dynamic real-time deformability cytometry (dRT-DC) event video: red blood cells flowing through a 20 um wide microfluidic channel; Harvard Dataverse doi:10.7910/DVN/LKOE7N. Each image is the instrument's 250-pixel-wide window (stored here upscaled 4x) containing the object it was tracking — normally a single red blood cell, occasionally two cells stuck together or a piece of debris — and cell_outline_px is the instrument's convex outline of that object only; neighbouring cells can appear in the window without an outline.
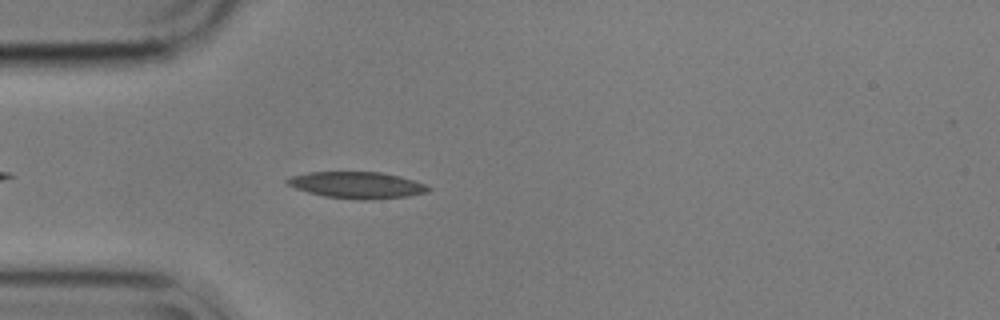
{"species": "common noctule bat (a hibernating species)", "species_latin": "Nyctalus noctula", "temperature_condition": "cold", "stored_images_in_passage": 38, "camera_frame_rate_fps": 3000, "um_per_image_px": 0.085, "animal": {"sex": "male", "body_mass_g": 17.9}, "frame": {"image": 1, "passage_image": 5, "time_ms": 1.333, "image_size_px": [1000, 320], "cell_outline_px": [[432, 188], [428, 192], [408, 196], [368, 200], [360, 200], [324, 196], [308, 192], [296, 188], [288, 184], [284, 180], [292, 176], [308, 172], [380, 172], [400, 176], [428, 184]], "centroid_in_image_um": [30.39, 15.73], "position_along_channel_um": 54.6, "area_um2": 21.91}}
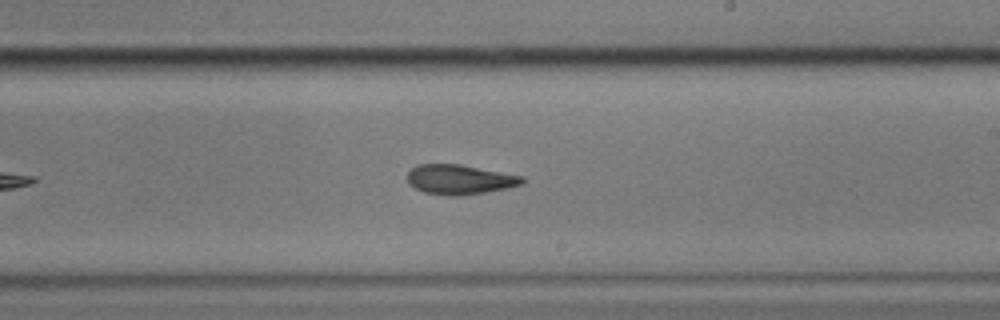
{"frame": {"image": 2, "passage_image": 22, "time_ms": 7.0, "image_size_px": [1000, 320], "cell_outline_px": [[524, 184], [508, 188], [460, 196], [448, 196], [424, 192], [408, 184], [408, 172], [416, 164], [460, 164], [524, 176]], "centroid_in_image_um": [39.08, 15.25], "position_along_channel_um": 249.9, "area_um2": 20.0}}
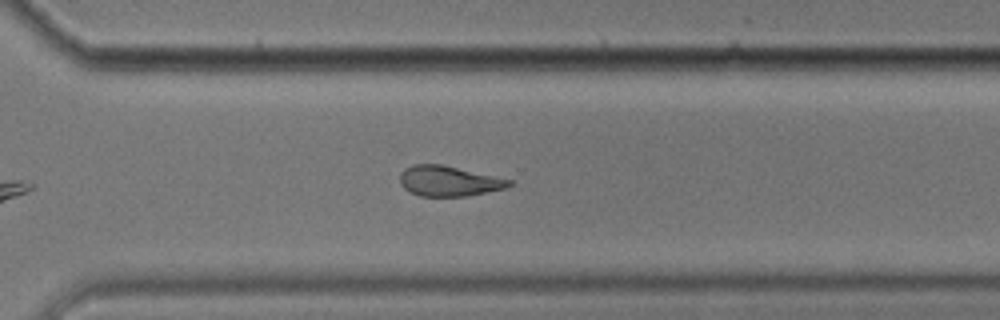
{"frame": {"image": 3, "passage_image": 29, "time_ms": 9.333, "image_size_px": [1000, 320], "cell_outline_px": [[512, 184], [508, 188], [468, 196], [420, 196], [404, 188], [400, 184], [400, 172], [404, 168], [412, 164], [440, 164], [512, 180]], "centroid_in_image_um": [38.14, 15.39], "position_along_channel_um": 332.5, "area_um2": 19.25}, "authors_computed_cell_mechanics": {"area_um2": 20.4034, "velocity_mm_per_s": 3.5371, "shape_relaxation_time_tau1_ms": 6.6191, "shape_relaxation_time_tau2_ms": 4.2253, "deformation_change_tau1": 0.1777, "deformation_change_tau2": 0.1266}}